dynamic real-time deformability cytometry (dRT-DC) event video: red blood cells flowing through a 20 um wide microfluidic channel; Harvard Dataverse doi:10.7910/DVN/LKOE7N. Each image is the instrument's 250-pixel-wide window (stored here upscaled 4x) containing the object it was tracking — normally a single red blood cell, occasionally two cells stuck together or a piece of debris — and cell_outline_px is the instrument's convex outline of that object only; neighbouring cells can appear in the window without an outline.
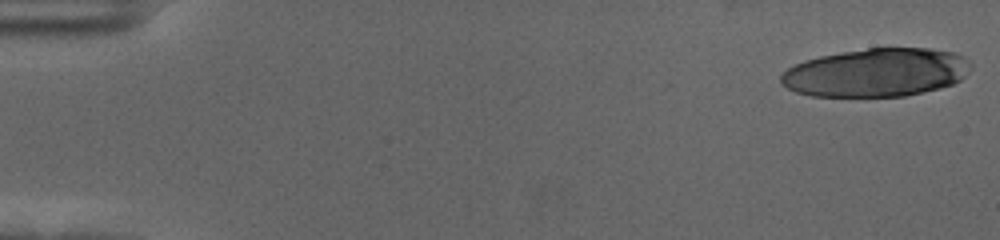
{"species": "human", "species_latin": "Homo sapiens", "temperature_condition": "cold", "stored_images_in_passage": 25, "camera_frame_rate_fps": 3000, "um_per_image_px": 0.085, "donor": {"sex": "female"}, "frame": {"image": 1, "passage_image": 1, "time_ms": 0.0, "image_size_px": [1000, 240], "cell_outline_px": [[972, 68], [960, 80], [952, 84], [940, 88], [904, 96], [812, 96], [796, 92], [780, 84], [780, 76], [788, 68], [804, 60], [820, 56], [840, 52], [868, 48], [928, 48], [952, 52], [964, 56], [972, 64]], "centroid_in_image_um": [74.49, 6.16], "position_along_channel_um": 10.5, "area_um2": 53.58}}